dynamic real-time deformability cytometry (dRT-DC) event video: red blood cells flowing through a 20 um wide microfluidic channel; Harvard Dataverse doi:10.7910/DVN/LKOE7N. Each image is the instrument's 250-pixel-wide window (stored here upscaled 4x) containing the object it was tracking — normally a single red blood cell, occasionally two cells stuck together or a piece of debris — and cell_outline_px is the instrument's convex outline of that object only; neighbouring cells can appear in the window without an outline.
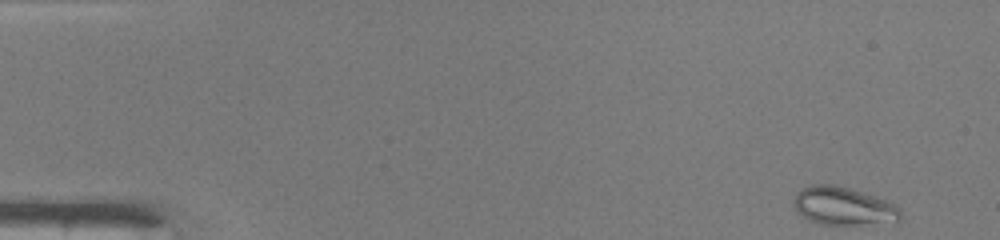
{"species": "common noctule bat (a hibernating species)", "species_latin": "Nyctalus noctula", "temperature_condition": "warm", "stored_images_in_passage": 46, "camera_frame_rate_fps": 3000, "um_per_image_px": 0.085, "animal": {"sex": "male", "body_mass_g": 19.0, "forearm_length_mm": 50.8}, "frame": {"image": 1, "passage_image": 1, "time_ms": 0.0, "image_size_px": [1000, 240], "cell_outline_px": [[900, 220], [860, 224], [824, 224], [812, 220], [804, 216], [792, 204], [792, 200], [796, 192], [812, 184], [832, 184], [848, 188], [888, 200], [900, 208]], "centroid_in_image_um": [71.67, 17.49], "position_along_channel_um": 13.3, "area_um2": 23.24}}
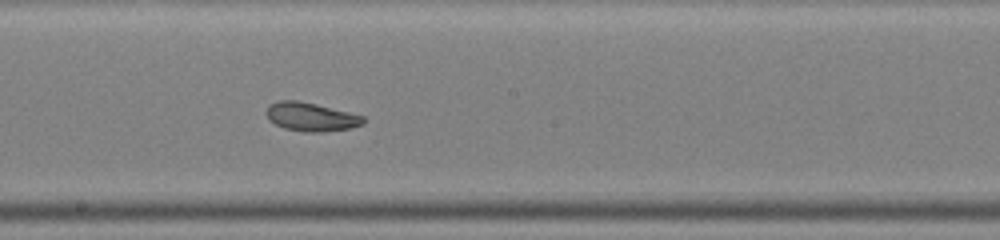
{"frame": {"image": 2, "passage_image": 25, "time_ms": 8.0, "image_size_px": [1000, 240], "cell_outline_px": [[364, 124], [352, 128], [324, 132], [304, 132], [284, 128], [268, 120], [264, 112], [268, 104], [280, 100], [296, 100], [316, 104], [364, 116]], "centroid_in_image_um": [26.4, 9.93], "position_along_channel_um": 221.8, "area_um2": 16.36}}
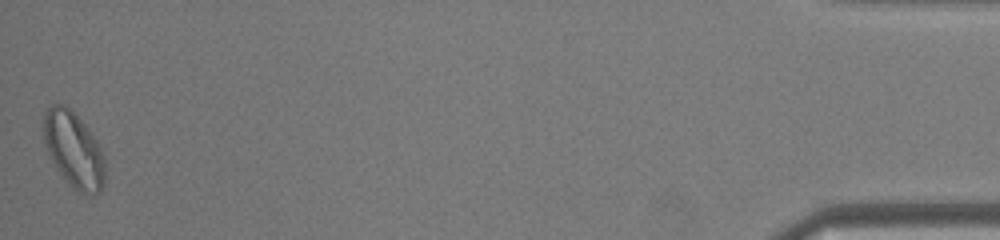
{"frame": {"image": 3, "passage_image": 46, "time_ms": 15.0, "image_size_px": [1000, 240], "cell_outline_px": [[104, 184], [100, 192], [96, 196], [88, 196], [80, 192], [56, 168], [44, 144], [44, 112], [52, 104], [64, 104], [72, 108], [96, 140], [104, 156]], "centroid_in_image_um": [6.28, 12.71], "position_along_channel_um": 428.9, "area_um2": 26.88}, "authors_computed_cell_mechanics": {"area_um2": 19.9121, "velocity_mm_per_s": 4.214, "shape_relaxation_time_tau1_ms": null, "shape_relaxation_time_tau2_ms": 2.4237, "deformation_change_tau1": null, "deformation_change_tau2": 0.0806}}